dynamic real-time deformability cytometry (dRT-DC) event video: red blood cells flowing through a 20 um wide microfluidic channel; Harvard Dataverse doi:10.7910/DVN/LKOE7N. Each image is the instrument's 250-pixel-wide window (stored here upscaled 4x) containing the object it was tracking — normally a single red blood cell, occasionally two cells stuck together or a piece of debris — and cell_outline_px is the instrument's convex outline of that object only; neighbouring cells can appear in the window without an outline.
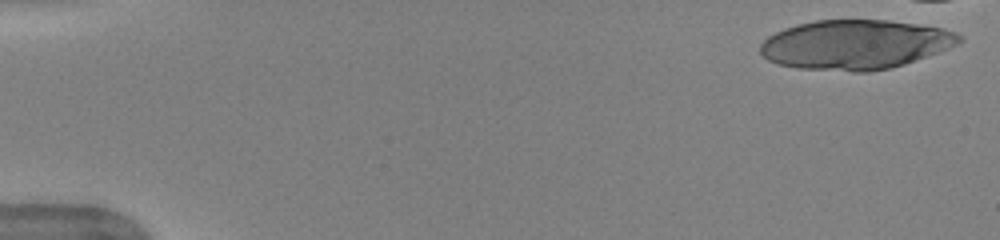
{"species": "human", "species_latin": "Homo sapiens", "temperature_condition": "warm", "stored_images_in_passage": 8, "camera_frame_rate_fps": 3000, "um_per_image_px": 0.085, "donor": {"sex": "female"}, "frame": {"image": 1, "passage_image": 1, "time_ms": 0.0, "image_size_px": [1000, 240], "cell_outline_px": [[964, 40], [948, 48], [904, 64], [888, 68], [868, 72], [852, 72], [796, 68], [780, 64], [768, 60], [760, 52], [760, 44], [768, 36], [784, 28], [796, 24], [816, 20], [888, 20], [916, 24], [940, 28], [956, 32]], "centroid_in_image_um": [72.66, 3.79], "position_along_channel_um": 12.3, "area_um2": 57.16}}